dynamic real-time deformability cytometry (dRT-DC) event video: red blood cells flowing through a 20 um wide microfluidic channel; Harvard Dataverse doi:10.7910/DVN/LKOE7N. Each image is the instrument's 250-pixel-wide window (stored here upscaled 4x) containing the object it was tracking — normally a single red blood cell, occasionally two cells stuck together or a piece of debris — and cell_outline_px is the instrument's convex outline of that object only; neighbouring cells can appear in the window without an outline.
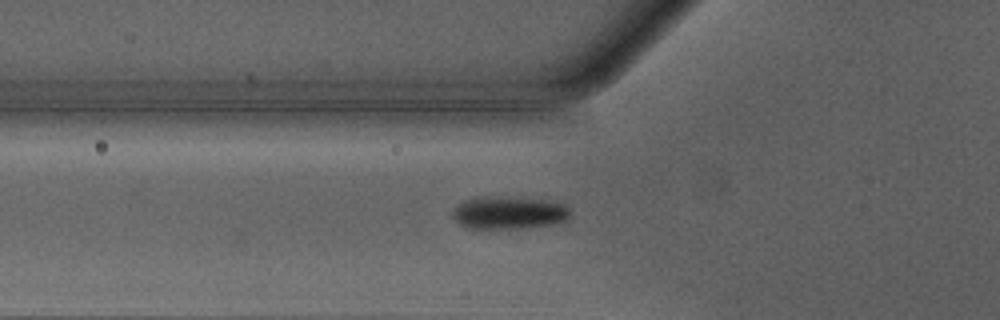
{"species": "Egyptian fruit bat (a non-hibernating species)", "species_latin": "Rousettus aegyptiacus", "temperature_condition": "warm", "stored_images_in_passage": 34, "camera_frame_rate_fps": 3000, "um_per_image_px": 0.085, "animal": {"sex": "male"}, "frame": {"image": 1, "passage_image": 3, "time_ms": 0.667, "image_size_px": [1000, 320], "cell_outline_px": [[568, 216], [564, 220], [548, 224], [520, 228], [468, 228], [460, 224], [452, 216], [452, 208], [464, 200], [476, 196], [488, 196], [544, 200], [564, 204], [568, 208]], "centroid_in_image_um": [43.14, 18.07], "position_along_channel_um": 82.7, "area_um2": 22.02}}
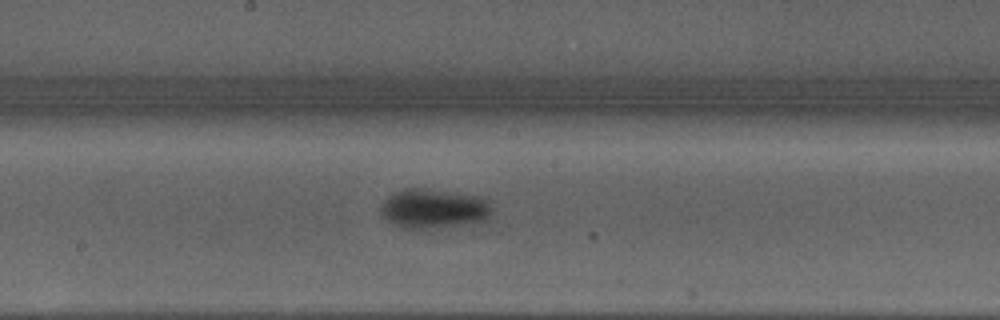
{"frame": {"image": 2, "passage_image": 12, "time_ms": 3.667, "image_size_px": [1000, 320], "cell_outline_px": [[488, 216], [484, 220], [420, 228], [408, 228], [388, 220], [384, 216], [384, 200], [396, 192], [404, 188], [416, 188], [476, 196], [484, 200], [488, 204]], "centroid_in_image_um": [36.81, 17.7], "position_along_channel_um": 211.4, "area_um2": 23.52}}
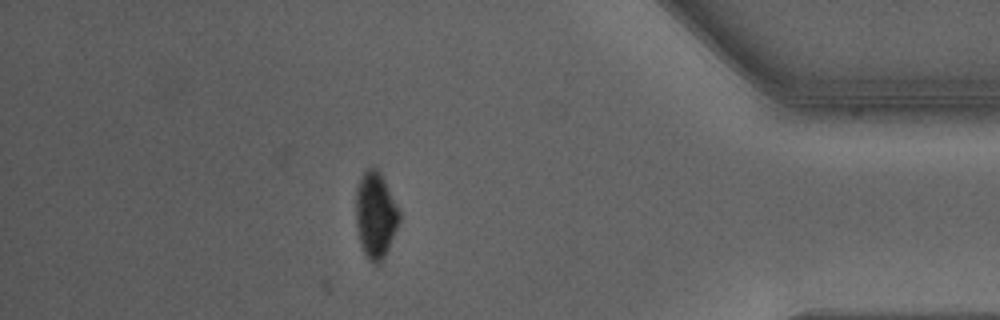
{"frame": {"image": 3, "passage_image": 28, "time_ms": 9.0, "image_size_px": [1000, 320], "cell_outline_px": [[400, 220], [388, 248], [384, 256], [376, 264], [368, 260], [360, 244], [356, 228], [356, 192], [360, 176], [368, 168], [376, 168], [384, 180], [400, 212]], "centroid_in_image_um": [31.9, 18.28], "position_along_channel_um": 403.3, "area_um2": 21.44}, "authors_computed_cell_mechanics": {"area_um2": 22.1374, "velocity_mm_per_s": 4.28, "shape_relaxation_time_tau1_ms": 4.519, "shape_relaxation_time_tau2_ms": null, "deformation_change_tau1": 0.1403, "deformation_change_tau2": null}}